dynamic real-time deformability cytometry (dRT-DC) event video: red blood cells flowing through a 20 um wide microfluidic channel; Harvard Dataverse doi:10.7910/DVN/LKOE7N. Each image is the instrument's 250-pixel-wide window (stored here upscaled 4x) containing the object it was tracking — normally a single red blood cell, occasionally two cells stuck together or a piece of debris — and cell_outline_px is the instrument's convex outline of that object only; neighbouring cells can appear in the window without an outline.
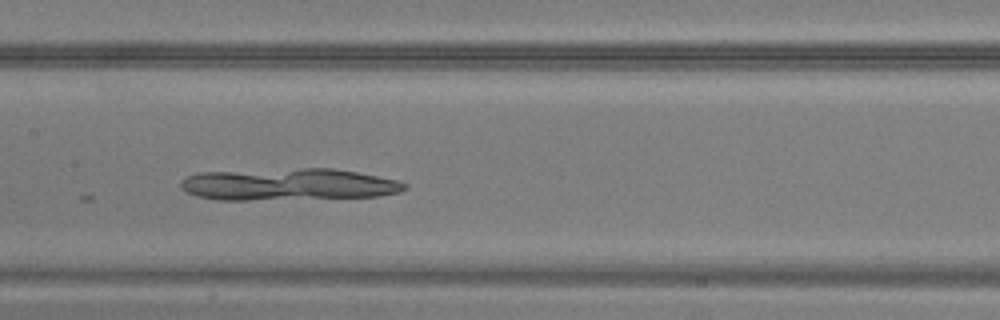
{"species": "common noctule bat (a hibernating species)", "species_latin": "Nyctalus noctula", "temperature_condition": "warm", "stored_images_in_passage": 34, "camera_frame_rate_fps": 3000, "um_per_image_px": 0.085, "animal": {"sex": "male", "body_mass_g": 20.5, "forearm_length_mm": 52.5}, "frame": {"image": 1, "passage_image": 10, "time_ms": 3.0, "image_size_px": [1000, 320], "cell_outline_px": [[408, 188], [400, 192], [376, 196], [248, 200], [216, 200], [196, 196], [180, 188], [180, 180], [188, 176], [200, 172], [300, 168], [332, 168], [356, 172], [396, 180], [408, 184]], "centroid_in_image_um": [24.47, 15.67], "position_along_channel_um": 182.9, "area_um2": 41.62}}
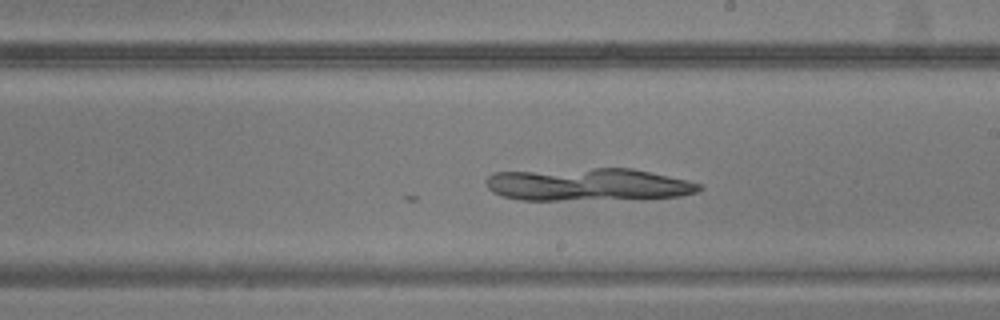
{"frame": {"image": 2, "passage_image": 14, "time_ms": 4.333, "image_size_px": [1000, 320], "cell_outline_px": [[704, 188], [696, 192], [680, 196], [644, 200], [520, 200], [504, 196], [492, 192], [488, 188], [484, 180], [492, 172], [592, 168], [632, 168], [688, 180], [700, 184]], "centroid_in_image_um": [50.02, 15.7], "position_along_channel_um": 239.0, "area_um2": 41.5}}
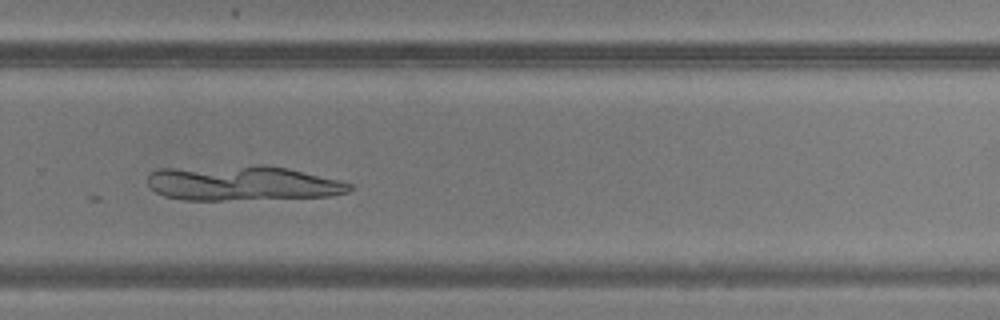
{"frame": {"image": 3, "passage_image": 19, "time_ms": 6.0, "image_size_px": [1000, 320], "cell_outline_px": [[352, 188], [348, 192], [328, 196], [224, 200], [184, 200], [164, 196], [156, 192], [148, 184], [148, 176], [152, 172], [160, 168], [256, 164], [264, 164], [288, 168], [352, 184]], "centroid_in_image_um": [20.54, 15.55], "position_along_channel_um": 309.3, "area_um2": 41.15}}